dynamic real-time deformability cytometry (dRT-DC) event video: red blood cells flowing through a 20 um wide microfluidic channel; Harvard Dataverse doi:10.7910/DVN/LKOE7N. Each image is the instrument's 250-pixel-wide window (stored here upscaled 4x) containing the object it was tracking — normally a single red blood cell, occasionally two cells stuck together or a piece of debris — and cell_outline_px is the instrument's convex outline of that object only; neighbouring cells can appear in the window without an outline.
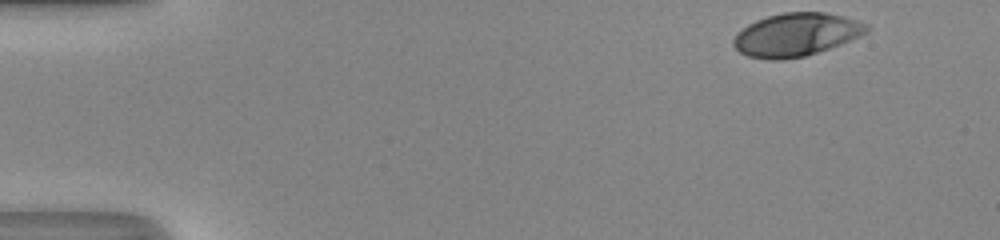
{"species": "human", "species_latin": "Homo sapiens", "temperature_condition": "room temperature", "stored_images_in_passage": 39, "camera_frame_rate_fps": 3000, "um_per_image_px": 0.085, "donor": {"sex": "male"}, "frame": {"image": 1, "passage_image": 1, "time_ms": 0.0, "image_size_px": [1000, 240], "cell_outline_px": [[872, 28], [868, 32], [860, 36], [840, 44], [804, 56], [780, 60], [772, 60], [748, 56], [740, 52], [732, 44], [732, 40], [736, 32], [748, 24], [756, 20], [768, 16], [784, 12], [824, 12], [856, 20], [868, 24]], "centroid_in_image_um": [67.66, 2.94], "position_along_channel_um": 17.3, "area_um2": 33.35}}
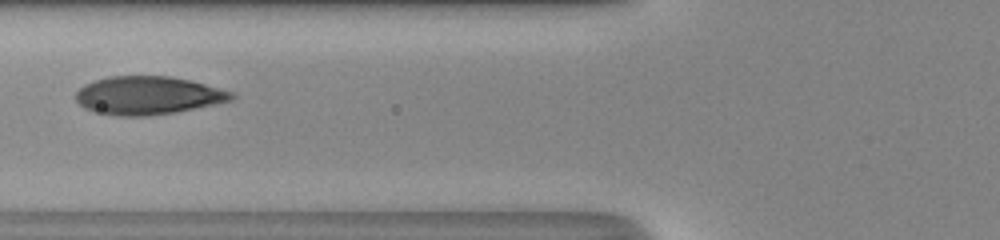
{"frame": {"image": 2, "passage_image": 17, "time_ms": 5.333, "image_size_px": [1000, 240], "cell_outline_px": [[236, 96], [232, 100], [216, 104], [176, 112], [144, 116], [116, 116], [92, 112], [84, 108], [76, 100], [76, 92], [84, 84], [108, 76], [168, 76], [188, 80], [204, 84], [232, 92]], "centroid_in_image_um": [12.54, 8.12], "position_along_channel_um": 113.3, "area_um2": 34.62}}
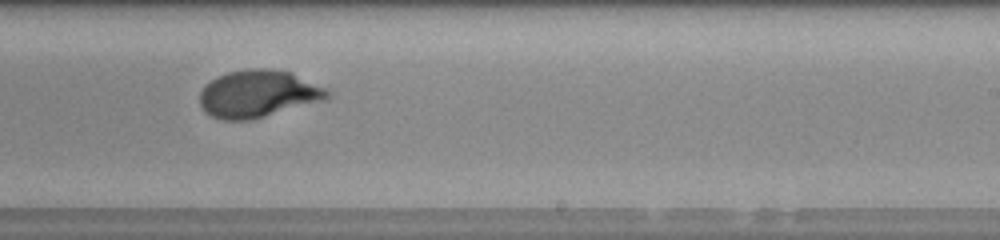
{"frame": {"image": 3, "passage_image": 28, "time_ms": 9.0, "image_size_px": [1000, 240], "cell_outline_px": [[332, 92], [324, 100], [264, 116], [248, 120], [220, 120], [204, 112], [200, 104], [200, 92], [216, 76], [228, 72], [248, 68], [268, 68], [292, 72]], "centroid_in_image_um": [21.91, 7.96], "position_along_channel_um": 267.1, "area_um2": 34.91}, "authors_computed_cell_mechanics": {"area_um2": 34.5644, "velocity_mm_per_s": 4.209, "shape_relaxation_time_tau1_ms": 3.9269, "shape_relaxation_time_tau2_ms": null, "deformation_change_tau1": 0.2047, "deformation_change_tau2": null}}